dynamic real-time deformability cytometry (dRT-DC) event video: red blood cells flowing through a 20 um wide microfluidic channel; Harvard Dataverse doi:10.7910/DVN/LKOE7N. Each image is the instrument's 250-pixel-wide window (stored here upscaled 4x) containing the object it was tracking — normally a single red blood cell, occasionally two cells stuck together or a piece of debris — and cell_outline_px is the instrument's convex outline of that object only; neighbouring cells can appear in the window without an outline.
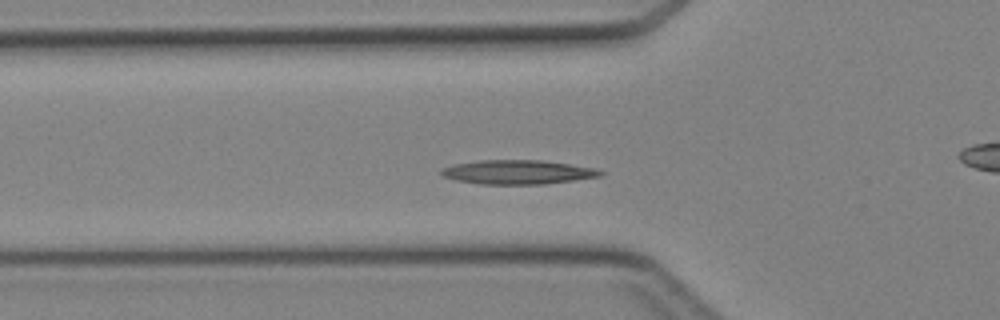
{"species": "Egyptian fruit bat (a non-hibernating species)", "species_latin": "Rousettus aegyptiacus", "temperature_condition": "cold", "stored_images_in_passage": 42, "camera_frame_rate_fps": 3000, "um_per_image_px": 0.085, "animal": {"sex": "female"}, "frame": {"image": 1, "passage_image": 11, "time_ms": 3.333, "image_size_px": [1000, 320], "cell_outline_px": [[604, 176], [544, 184], [480, 184], [456, 180], [444, 176], [440, 172], [440, 168], [452, 164], [480, 160], [540, 160], [596, 168], [604, 172]], "centroid_in_image_um": [44.0, 14.63], "position_along_channel_um": 81.8, "area_um2": 22.43}}
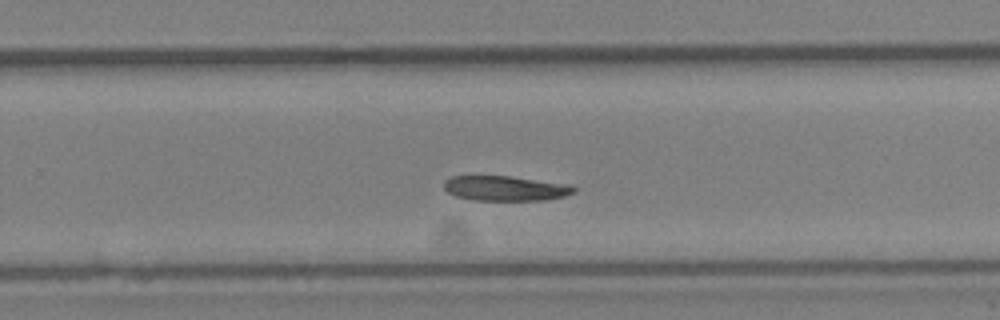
{"frame": {"image": 2, "passage_image": 25, "time_ms": 8.0, "image_size_px": [1000, 320], "cell_outline_px": [[576, 192], [564, 196], [548, 200], [472, 200], [456, 196], [448, 192], [444, 188], [444, 180], [452, 176], [508, 176], [572, 184], [576, 188]], "centroid_in_image_um": [43.0, 16.01], "position_along_channel_um": 286.8, "area_um2": 19.02}}
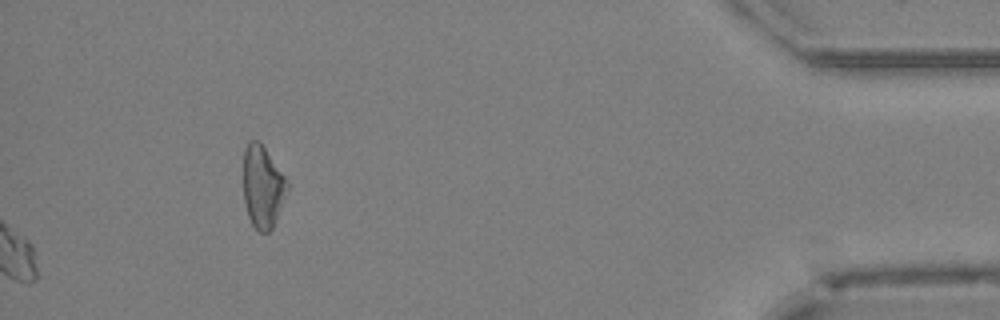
{"frame": {"image": 3, "passage_image": 42, "time_ms": 13.667, "image_size_px": [1000, 320], "cell_outline_px": [[288, 188], [272, 228], [268, 232], [260, 232], [252, 224], [248, 216], [244, 200], [244, 148], [252, 140], [260, 140], [288, 180]], "centroid_in_image_um": [22.33, 15.83], "position_along_channel_um": 412.9, "area_um2": 20.87}}